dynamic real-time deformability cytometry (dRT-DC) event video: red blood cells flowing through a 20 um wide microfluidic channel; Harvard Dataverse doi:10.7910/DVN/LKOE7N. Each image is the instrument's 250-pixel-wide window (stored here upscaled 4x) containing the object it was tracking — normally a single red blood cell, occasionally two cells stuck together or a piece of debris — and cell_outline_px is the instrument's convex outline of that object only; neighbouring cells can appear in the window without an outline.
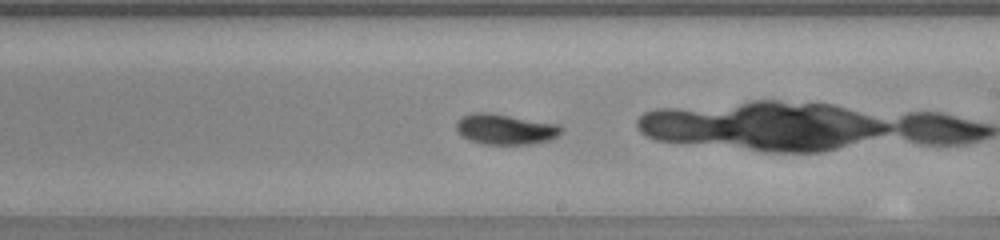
{"species": "common noctule bat (a hibernating species)", "species_latin": "Nyctalus noctula", "temperature_condition": "warm", "stored_images_in_passage": 42, "camera_frame_rate_fps": 3000, "um_per_image_px": 0.085, "animal": {"sex": "female", "body_mass_g": 23.0, "forearm_length_mm": 53.4}, "frame": {"image": 1, "passage_image": 19, "time_ms": 6.0, "image_size_px": [1000, 240], "cell_outline_px": [[564, 128], [556, 136], [548, 140], [532, 144], [484, 144], [472, 140], [456, 132], [456, 124], [464, 116], [476, 112], [488, 112], [556, 124]], "centroid_in_image_um": [42.95, 10.99], "position_along_channel_um": 246.1, "area_um2": 18.21}, "authors_computed_cell_mechanics": {"area_um2": 18.1492, "velocity_mm_per_s": 3.8731, "shape_relaxation_time_tau1_ms": 3.9169, "shape_relaxation_time_tau2_ms": 2.236, "deformation_change_tau1": 0.1705, "deformation_change_tau2": 0.0529}}